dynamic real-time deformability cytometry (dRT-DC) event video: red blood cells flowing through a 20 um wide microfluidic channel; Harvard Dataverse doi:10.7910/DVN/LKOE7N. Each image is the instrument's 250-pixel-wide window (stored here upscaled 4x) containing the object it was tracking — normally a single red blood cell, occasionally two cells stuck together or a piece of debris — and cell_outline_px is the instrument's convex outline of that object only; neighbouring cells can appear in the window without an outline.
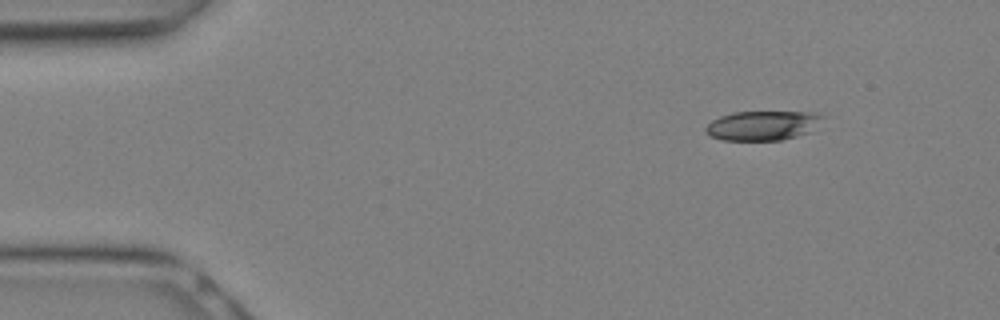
{"species": "Egyptian fruit bat (a non-hibernating species)", "species_latin": "Rousettus aegyptiacus", "temperature_condition": "warm", "stored_images_in_passage": 6, "camera_frame_rate_fps": 3000, "um_per_image_px": 0.085, "animal": {"sex": "female"}, "frame": {"image": 1, "passage_image": 1, "time_ms": 0.0, "image_size_px": [1000, 320], "cell_outline_px": [[824, 116], [808, 132], [796, 136], [780, 140], [720, 140], [704, 132], [704, 128], [712, 120], [720, 116], [732, 112], [816, 112]], "centroid_in_image_um": [64.75, 10.66], "position_along_channel_um": 20.2, "area_um2": 19.88}}
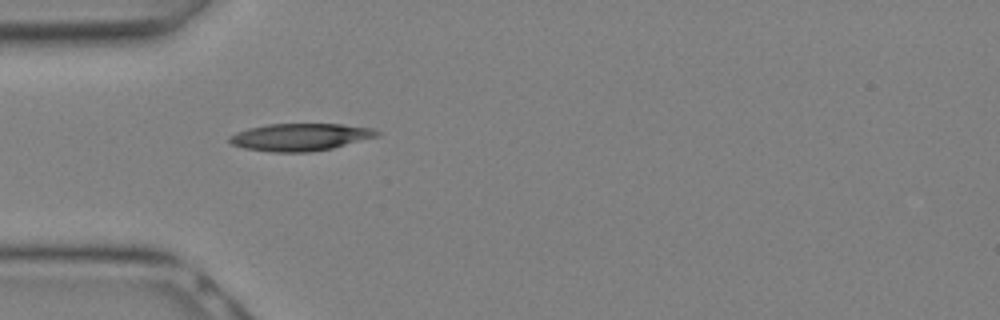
{"frame": {"image": 2, "passage_image": 6, "time_ms": 1.667, "image_size_px": [1000, 320], "cell_outline_px": [[380, 136], [332, 148], [308, 152], [272, 152], [244, 148], [232, 144], [228, 140], [228, 136], [236, 132], [248, 128], [268, 124], [340, 124], [372, 128], [380, 132]], "centroid_in_image_um": [25.51, 11.65], "position_along_channel_um": 59.5, "area_um2": 23.52}}